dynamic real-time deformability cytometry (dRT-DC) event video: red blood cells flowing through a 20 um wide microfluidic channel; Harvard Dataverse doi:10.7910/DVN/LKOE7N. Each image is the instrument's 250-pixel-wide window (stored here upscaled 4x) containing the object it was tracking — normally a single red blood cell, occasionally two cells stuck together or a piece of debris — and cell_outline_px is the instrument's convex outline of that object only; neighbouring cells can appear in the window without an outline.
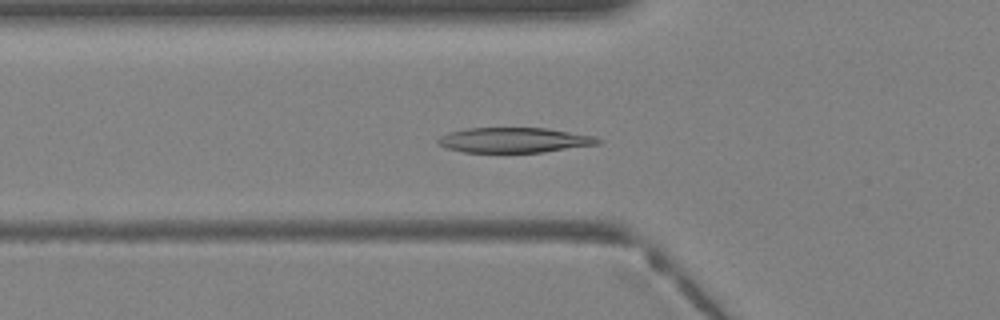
{"species": "Egyptian fruit bat (a non-hibernating species)", "species_latin": "Rousettus aegyptiacus", "temperature_condition": "warm", "stored_images_in_passage": 40, "camera_frame_rate_fps": 3000, "um_per_image_px": 0.085, "animal": {"sex": "female"}, "frame": {"image": 1, "passage_image": 14, "time_ms": 4.333, "image_size_px": [1000, 320], "cell_outline_px": [[604, 140], [600, 144], [544, 152], [464, 152], [448, 148], [436, 144], [436, 140], [440, 136], [448, 132], [468, 128], [544, 128], [596, 136]], "centroid_in_image_um": [43.72, 11.91], "position_along_channel_um": 82.1, "area_um2": 23.47}}
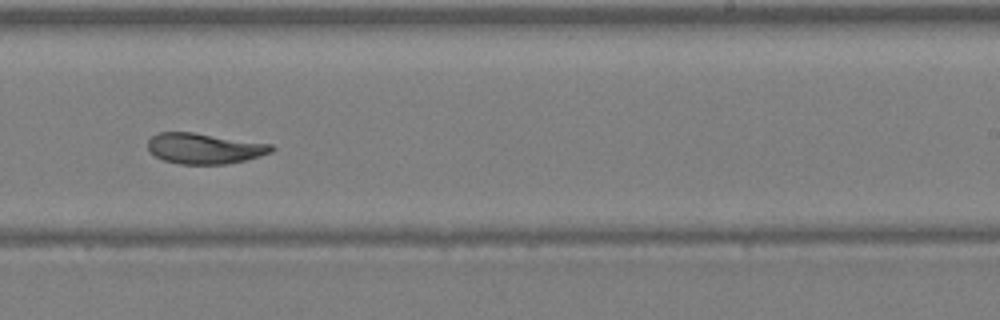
{"frame": {"image": 2, "passage_image": 25, "time_ms": 8.0, "image_size_px": [1000, 320], "cell_outline_px": [[276, 148], [272, 152], [260, 156], [244, 160], [224, 164], [180, 164], [164, 160], [156, 156], [148, 148], [148, 140], [156, 132], [192, 132], [272, 144]], "centroid_in_image_um": [17.38, 12.61], "position_along_channel_um": 271.6, "area_um2": 21.96}}
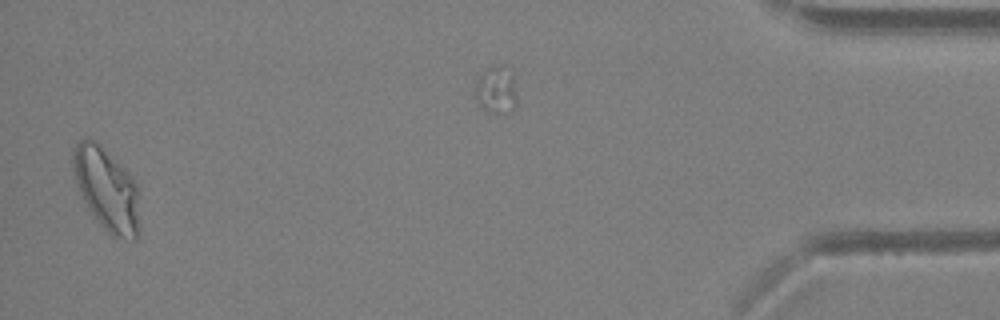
{"frame": {"image": 3, "passage_image": 39, "time_ms": 12.667, "image_size_px": [1000, 320], "cell_outline_px": [[140, 232], [136, 240], [132, 240], [112, 236], [96, 220], [88, 208], [76, 184], [72, 168], [72, 148], [80, 140], [92, 140], [100, 144], [136, 180], [140, 228]], "centroid_in_image_um": [9.07, 16.11], "position_along_channel_um": 426.1, "area_um2": 32.25}}